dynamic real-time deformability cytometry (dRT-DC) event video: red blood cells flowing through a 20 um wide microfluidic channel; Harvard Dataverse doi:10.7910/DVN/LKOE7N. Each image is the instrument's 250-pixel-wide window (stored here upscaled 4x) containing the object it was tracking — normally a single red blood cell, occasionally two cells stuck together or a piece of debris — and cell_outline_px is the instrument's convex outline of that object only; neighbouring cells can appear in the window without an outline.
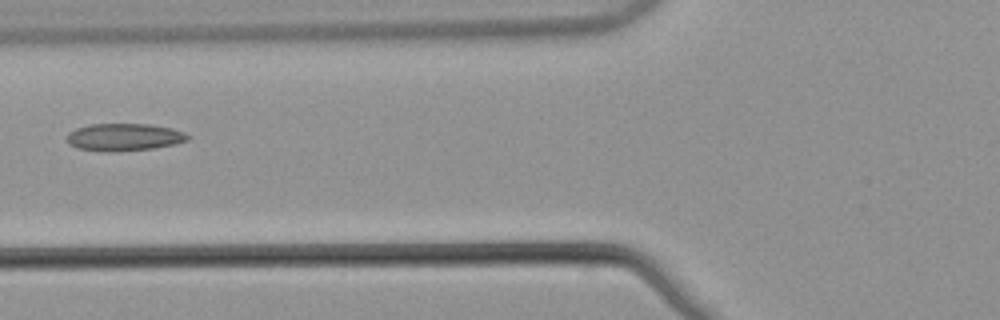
{"species": "common noctule bat (a hibernating species)", "species_latin": "Nyctalus noctula", "temperature_condition": "warm", "stored_images_in_passage": 2, "camera_frame_rate_fps": 3000, "um_per_image_px": 0.085, "animal": {"sex": "male", "body_mass_g": 21.5, "forearm_length_mm": 52.0}, "frame": {"image": 1, "passage_image": 2, "time_ms": 0.333, "image_size_px": [1000, 320], "cell_outline_px": [[192, 136], [188, 140], [176, 144], [152, 148], [108, 152], [104, 152], [76, 148], [68, 144], [68, 132], [76, 128], [88, 124], [152, 124], [172, 128], [184, 132]], "centroid_in_image_um": [10.56, 11.65], "position_along_channel_um": 115.2, "area_um2": 19.48}}